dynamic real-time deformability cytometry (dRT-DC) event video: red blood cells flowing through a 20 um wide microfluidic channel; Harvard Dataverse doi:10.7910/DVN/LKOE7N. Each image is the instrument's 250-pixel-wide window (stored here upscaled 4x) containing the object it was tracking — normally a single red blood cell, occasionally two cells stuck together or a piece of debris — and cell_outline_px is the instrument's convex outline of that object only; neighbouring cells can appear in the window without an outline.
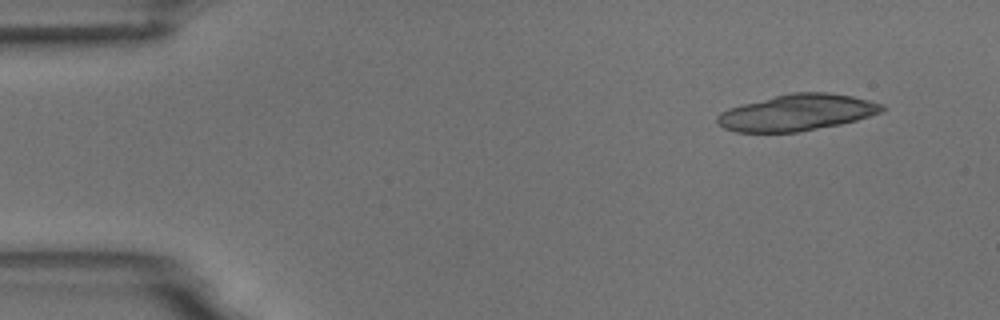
{"species": "common noctule bat (a hibernating species)", "species_latin": "Nyctalus noctula", "temperature_condition": "room temperature", "stored_images_in_passage": 5, "camera_frame_rate_fps": 3000, "um_per_image_px": 0.085, "animal": {"sex": "male", "body_mass_g": 18.8}, "frame": {"image": 1, "passage_image": 1, "time_ms": 0.0, "image_size_px": [1000, 320], "cell_outline_px": [[888, 108], [880, 112], [856, 120], [840, 124], [796, 132], [736, 132], [724, 128], [716, 124], [716, 116], [720, 112], [728, 108], [792, 92], [828, 92], [852, 96], [884, 104]], "centroid_in_image_um": [67.73, 9.57], "position_along_channel_um": 17.3, "area_um2": 34.74}}
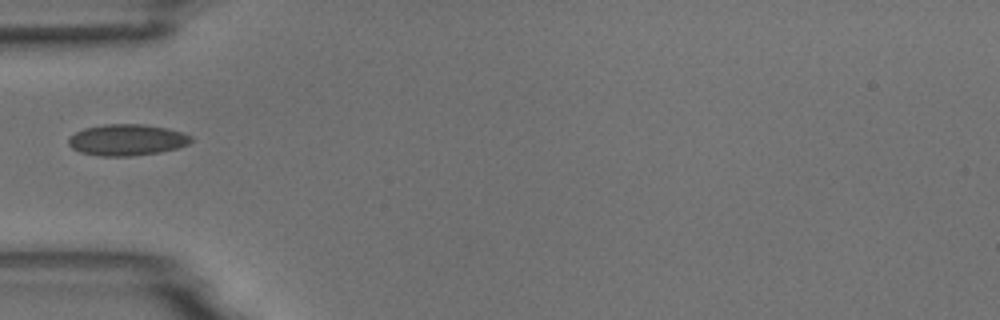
{"frame": {"image": 2, "passage_image": 4, "time_ms": 4.333, "image_size_px": [1000, 320], "cell_outline_px": [[192, 140], [188, 144], [176, 148], [160, 152], [132, 156], [100, 156], [80, 152], [72, 148], [68, 144], [68, 140], [76, 132], [84, 128], [104, 124], [144, 124], [168, 128], [192, 136]], "centroid_in_image_um": [10.79, 11.89], "position_along_channel_um": 74.2, "area_um2": 22.31}}